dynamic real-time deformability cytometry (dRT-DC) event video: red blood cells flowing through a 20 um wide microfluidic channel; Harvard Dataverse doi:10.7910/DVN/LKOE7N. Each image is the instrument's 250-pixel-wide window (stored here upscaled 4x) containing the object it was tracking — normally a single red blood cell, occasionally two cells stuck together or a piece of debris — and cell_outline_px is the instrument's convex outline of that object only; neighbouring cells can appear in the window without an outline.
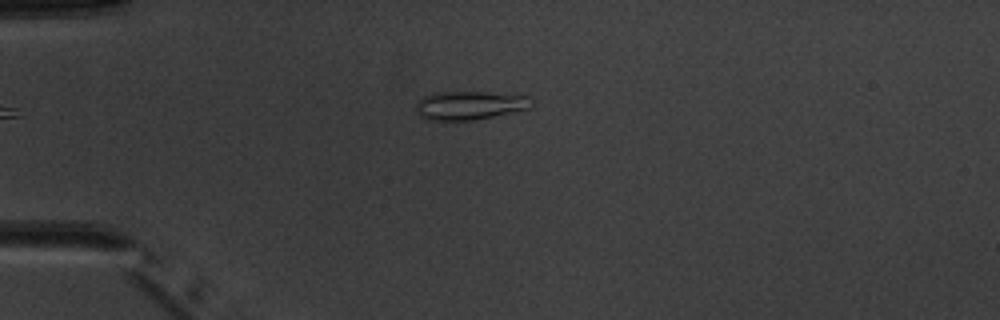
{"species": "common noctule bat (a hibernating species)", "species_latin": "Nyctalus noctula", "temperature_condition": "warm", "stored_images_in_passage": 6, "camera_frame_rate_fps": 3000, "um_per_image_px": 0.085, "animal": {"sex": "male", "body_mass_g": 20.1, "forearm_length_mm": 53.5}, "frame": {"image": 1, "passage_image": 4, "time_ms": 4.667, "image_size_px": [1000, 320], "cell_outline_px": [[532, 108], [472, 120], [428, 120], [420, 116], [416, 112], [416, 104], [424, 96], [436, 92], [488, 92], [528, 96]], "centroid_in_image_um": [39.89, 8.95], "position_along_channel_um": 45.1, "area_um2": 19.07}}
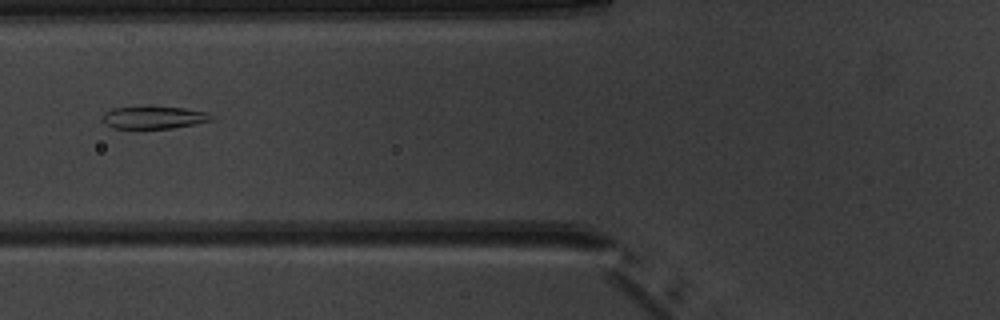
{"frame": {"image": 2, "passage_image": 6, "time_ms": 7.0, "image_size_px": [1000, 320], "cell_outline_px": [[212, 120], [172, 128], [112, 128], [104, 124], [104, 112], [112, 108], [148, 104], [184, 108], [208, 112], [212, 116]], "centroid_in_image_um": [13.03, 9.94], "position_along_channel_um": 112.8, "area_um2": 14.74}}